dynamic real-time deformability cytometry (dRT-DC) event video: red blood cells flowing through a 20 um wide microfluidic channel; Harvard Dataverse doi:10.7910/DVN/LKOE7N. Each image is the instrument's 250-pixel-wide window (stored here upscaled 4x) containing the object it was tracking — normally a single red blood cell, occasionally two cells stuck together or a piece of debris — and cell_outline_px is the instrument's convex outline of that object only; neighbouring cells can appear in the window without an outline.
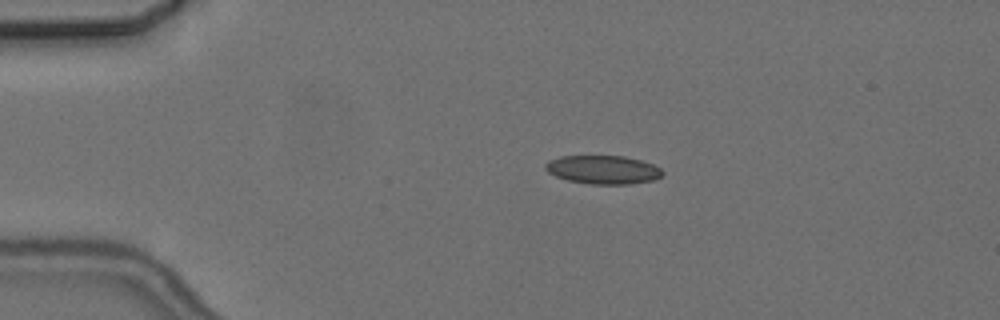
{"species": "common noctule bat (a hibernating species)", "species_latin": "Nyctalus noctula", "temperature_condition": "cold", "stored_images_in_passage": 6, "camera_frame_rate_fps": 3000, "um_per_image_px": 0.085, "animal": {"sex": "female", "body_mass_g": 24.6, "forearm_length_mm": 56.2}, "frame": {"image": 1, "passage_image": 1, "time_ms": 0.0, "image_size_px": [1000, 320], "cell_outline_px": [[664, 172], [660, 176], [652, 180], [628, 184], [588, 184], [568, 180], [556, 176], [548, 172], [544, 168], [544, 164], [548, 160], [560, 156], [624, 156], [640, 160], [652, 164], [660, 168]], "centroid_in_image_um": [51.22, 14.42], "position_along_channel_um": 33.8, "area_um2": 19.42}}
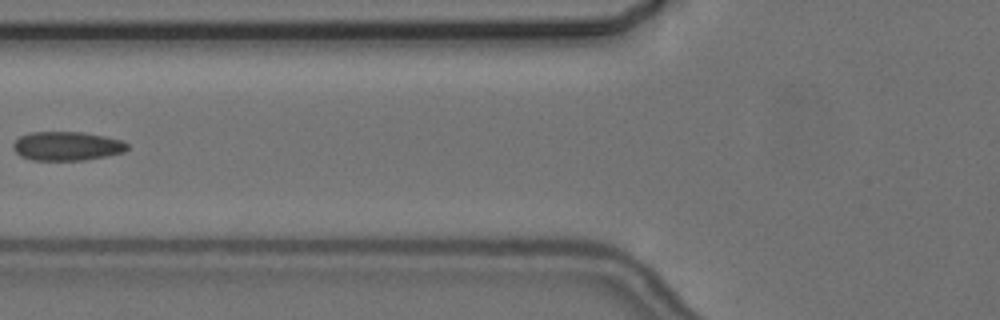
{"frame": {"image": 2, "passage_image": 4, "time_ms": 3.667, "image_size_px": [1000, 320], "cell_outline_px": [[128, 148], [124, 152], [84, 160], [32, 160], [20, 156], [12, 148], [12, 144], [20, 136], [28, 132], [84, 132], [124, 140], [128, 144]], "centroid_in_image_um": [5.68, 12.41], "position_along_channel_um": 120.1, "area_um2": 19.36}}
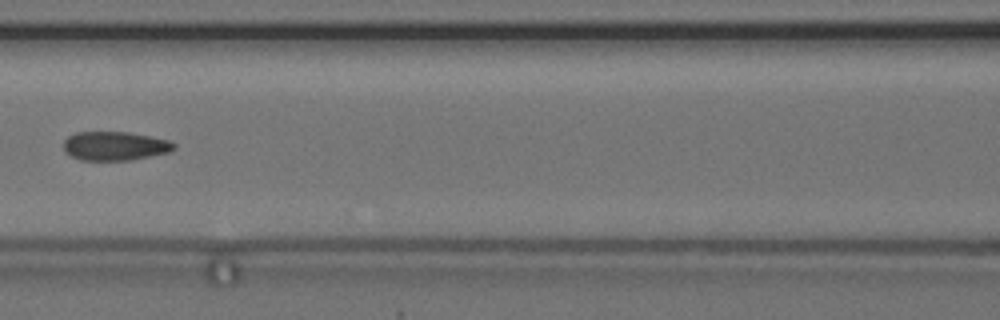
{"frame": {"image": 3, "passage_image": 5, "time_ms": 4.667, "image_size_px": [1000, 320], "cell_outline_px": [[176, 148], [168, 152], [132, 160], [80, 160], [64, 152], [64, 140], [68, 136], [76, 132], [128, 132], [168, 140], [176, 144]], "centroid_in_image_um": [9.74, 12.41], "position_along_channel_um": 156.9, "area_um2": 18.55}}